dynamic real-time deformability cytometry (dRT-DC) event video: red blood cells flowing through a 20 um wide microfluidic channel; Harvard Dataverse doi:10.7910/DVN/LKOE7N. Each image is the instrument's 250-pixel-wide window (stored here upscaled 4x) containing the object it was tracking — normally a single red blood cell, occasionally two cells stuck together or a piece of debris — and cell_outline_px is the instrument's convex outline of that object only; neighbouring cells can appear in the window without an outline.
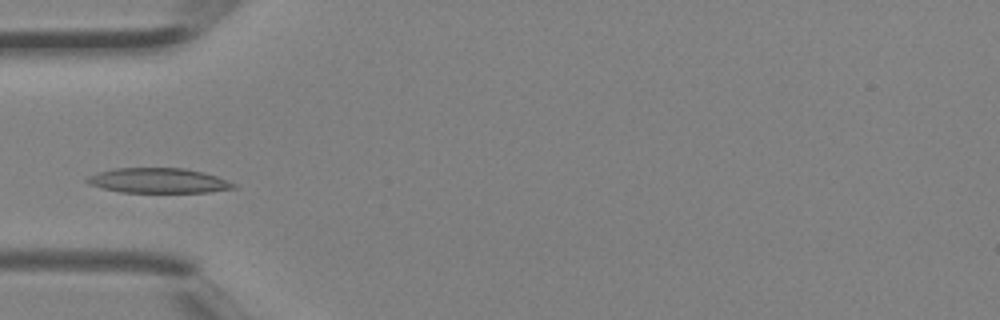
{"species": "Egyptian fruit bat (a non-hibernating species)", "species_latin": "Rousettus aegyptiacus", "temperature_condition": "room temperature", "stored_images_in_passage": 2, "camera_frame_rate_fps": 3000, "um_per_image_px": 0.085, "animal": {"sex": "female"}, "frame": {"image": 1, "passage_image": 2, "time_ms": 0.333, "image_size_px": [1000, 320], "cell_outline_px": [[236, 188], [208, 192], [120, 192], [88, 184], [84, 180], [88, 176], [96, 172], [112, 168], [184, 168], [204, 172], [216, 176], [236, 184]], "centroid_in_image_um": [13.43, 15.34], "position_along_channel_um": 71.6, "area_um2": 21.33}}